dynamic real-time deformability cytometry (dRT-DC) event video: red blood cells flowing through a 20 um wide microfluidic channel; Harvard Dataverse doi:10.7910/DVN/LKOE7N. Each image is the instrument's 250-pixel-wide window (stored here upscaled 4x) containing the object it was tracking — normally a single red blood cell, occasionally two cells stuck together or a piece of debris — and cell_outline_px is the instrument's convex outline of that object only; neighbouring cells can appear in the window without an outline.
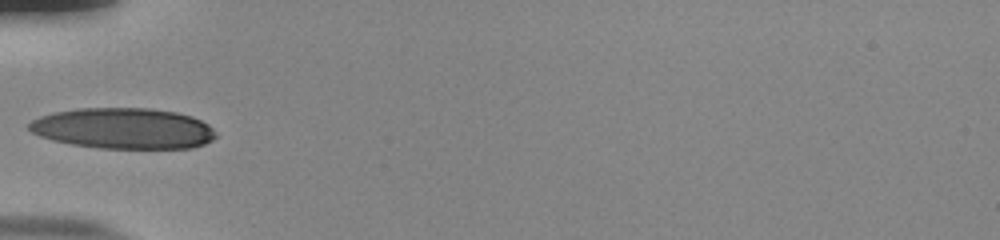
{"species": "human", "species_latin": "Homo sapiens", "temperature_condition": "room temperature", "stored_images_in_passage": 35, "camera_frame_rate_fps": 3000, "um_per_image_px": 0.085, "donor": {"sex": "male"}, "frame": {"image": 1, "passage_image": 1, "time_ms": 0.0, "image_size_px": [1000, 240], "cell_outline_px": [[216, 136], [212, 140], [204, 144], [192, 148], [100, 148], [72, 144], [52, 140], [40, 136], [32, 132], [28, 128], [28, 124], [32, 120], [40, 116], [52, 112], [80, 108], [148, 108], [176, 112], [192, 116], [208, 124], [216, 132]], "centroid_in_image_um": [10.48, 10.91], "position_along_channel_um": 74.5, "area_um2": 44.51}}
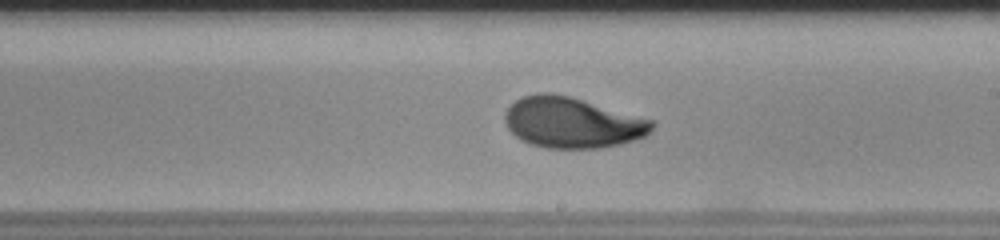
{"frame": {"image": 2, "passage_image": 14, "time_ms": 4.333, "image_size_px": [1000, 240], "cell_outline_px": [[656, 124], [644, 136], [620, 144], [600, 148], [544, 148], [520, 140], [508, 128], [504, 120], [504, 112], [516, 100], [524, 96], [540, 92], [548, 92], [568, 96], [652, 120]], "centroid_in_image_um": [48.59, 10.43], "position_along_channel_um": 240.4, "area_um2": 43.0}}
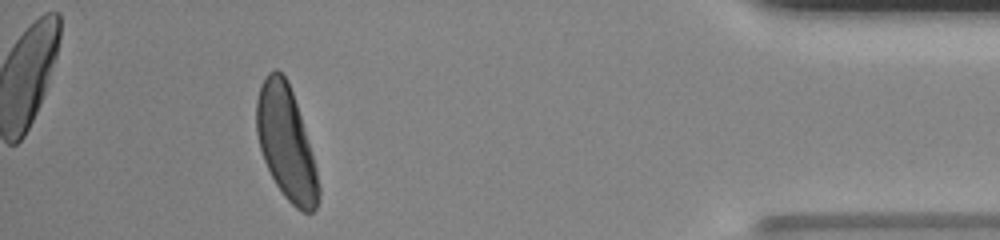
{"frame": {"image": 3, "passage_image": 31, "time_ms": 10.0, "image_size_px": [1000, 240], "cell_outline_px": [[320, 200], [316, 208], [312, 212], [304, 212], [296, 208], [284, 196], [276, 184], [264, 160], [260, 148], [256, 132], [256, 100], [260, 84], [268, 72], [276, 68], [288, 80], [312, 152], [316, 168], [320, 188]], "centroid_in_image_um": [24.31, 12.15], "position_along_channel_um": 410.9, "area_um2": 40.75}, "authors_computed_cell_mechanics": {"area_um2": 42.5986, "velocity_mm_per_s": 3.8216, "shape_relaxation_time_tau1_ms": 3.4865, "shape_relaxation_time_tau2_ms": 0.8532, "deformation_change_tau1": 0.1671, "deformation_change_tau2": 0.0585}}